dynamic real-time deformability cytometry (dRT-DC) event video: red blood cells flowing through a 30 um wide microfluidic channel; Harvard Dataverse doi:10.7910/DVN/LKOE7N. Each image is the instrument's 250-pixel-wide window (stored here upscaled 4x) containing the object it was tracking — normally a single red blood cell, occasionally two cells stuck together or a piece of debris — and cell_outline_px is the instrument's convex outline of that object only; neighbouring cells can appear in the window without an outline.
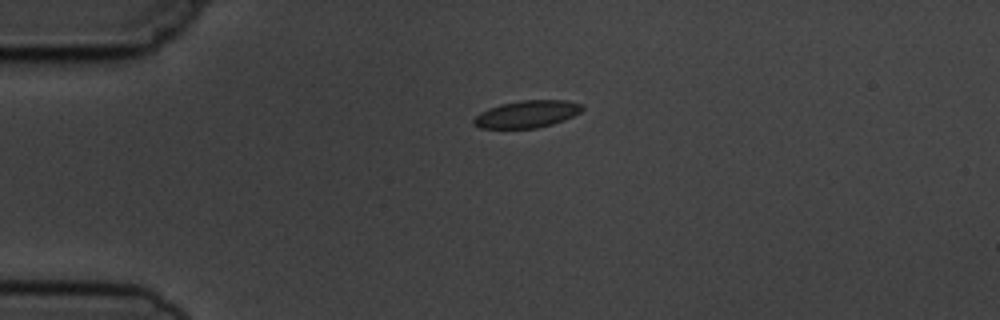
{"species": "common noctule bat (a hibernating species)", "species_latin": "Nyctalus noctula", "temperature_condition": "cold", "stored_images_in_passage": 3, "camera_frame_rate_fps": 3000, "um_per_image_px": 0.085, "animal": {"sex": "male", "body_mass_g": 19.5, "forearm_length_mm": 54.6}, "frame": {"image": 1, "passage_image": 2, "time_ms": 1.333, "image_size_px": [1000, 320], "cell_outline_px": [[584, 108], [580, 112], [564, 120], [552, 124], [536, 128], [480, 128], [472, 124], [472, 120], [480, 112], [488, 108], [500, 104], [520, 100], [564, 100], [580, 104]], "centroid_in_image_um": [44.75, 9.7], "position_along_channel_um": 40.3, "area_um2": 17.17}}